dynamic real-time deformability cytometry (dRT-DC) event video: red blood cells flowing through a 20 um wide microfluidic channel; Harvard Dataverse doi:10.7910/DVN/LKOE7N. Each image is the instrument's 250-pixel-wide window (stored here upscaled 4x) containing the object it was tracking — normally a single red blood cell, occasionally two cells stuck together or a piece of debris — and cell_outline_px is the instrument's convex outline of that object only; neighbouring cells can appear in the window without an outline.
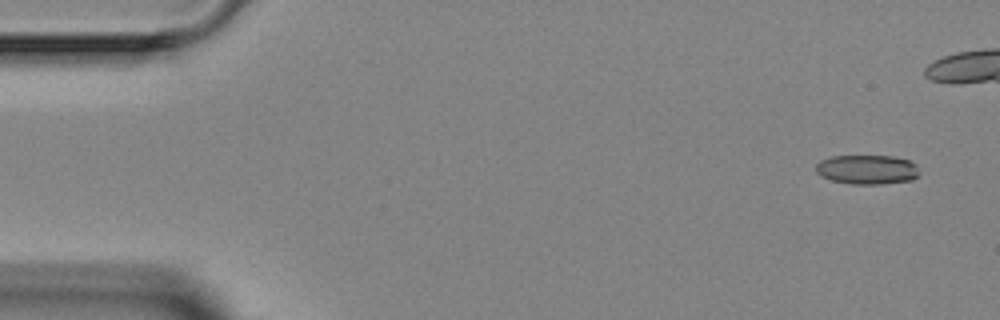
{"species": "Egyptian fruit bat (a non-hibernating species)", "species_latin": "Rousettus aegyptiacus", "temperature_condition": "room temperature", "stored_images_in_passage": 5, "camera_frame_rate_fps": 3000, "um_per_image_px": 0.085, "animal": {"sex": "female"}, "frame": {"image": 1, "passage_image": 1, "time_ms": 0.0, "image_size_px": [1000, 320], "cell_outline_px": [[916, 176], [912, 180], [884, 184], [852, 184], [832, 180], [820, 176], [816, 172], [816, 164], [820, 160], [832, 156], [892, 156], [908, 160], [916, 164]], "centroid_in_image_um": [73.66, 14.41], "position_along_channel_um": 11.3, "area_um2": 17.63}}